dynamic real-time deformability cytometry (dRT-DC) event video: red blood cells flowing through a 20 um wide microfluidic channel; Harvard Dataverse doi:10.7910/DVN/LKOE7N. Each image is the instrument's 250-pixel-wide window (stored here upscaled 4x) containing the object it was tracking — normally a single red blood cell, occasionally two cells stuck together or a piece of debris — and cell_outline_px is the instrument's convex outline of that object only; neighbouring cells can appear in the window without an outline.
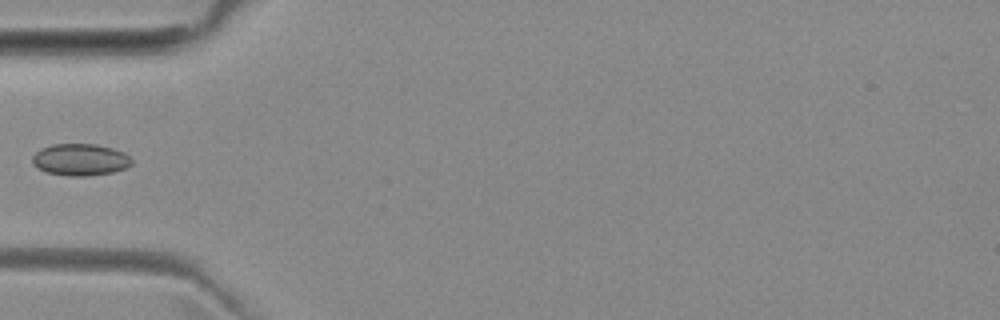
{"species": "common noctule bat (a hibernating species)", "species_latin": "Nyctalus noctula", "temperature_condition": "room temperature", "stored_images_in_passage": 5, "camera_frame_rate_fps": 3000, "um_per_image_px": 0.085, "animal": {"sex": "female", "body_mass_g": 29.2, "forearm_length_mm": 56.3}, "frame": {"image": 1, "passage_image": 3, "time_ms": 2.333, "image_size_px": [1000, 320], "cell_outline_px": [[132, 164], [124, 168], [112, 172], [84, 176], [68, 176], [48, 172], [32, 164], [32, 156], [40, 148], [52, 144], [96, 144], [112, 148], [124, 152], [132, 160]], "centroid_in_image_um": [6.81, 13.56], "position_along_channel_um": 78.2, "area_um2": 18.32}}
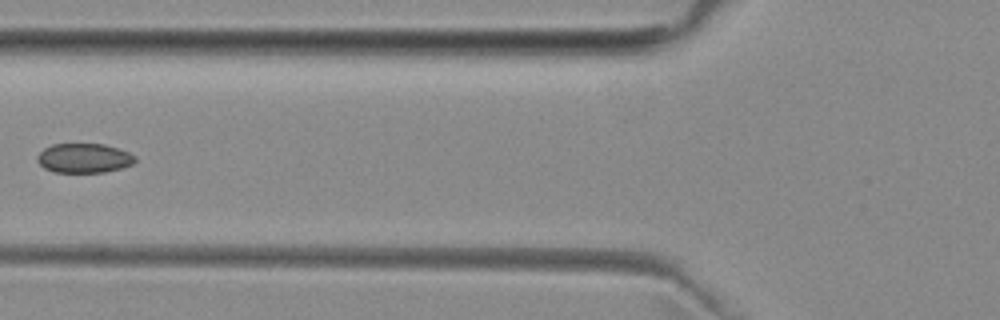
{"frame": {"image": 2, "passage_image": 4, "time_ms": 3.333, "image_size_px": [1000, 320], "cell_outline_px": [[136, 160], [132, 164], [120, 168], [104, 172], [52, 172], [44, 168], [36, 160], [36, 156], [44, 148], [52, 144], [104, 144], [128, 152], [136, 156]], "centroid_in_image_um": [7.11, 13.44], "position_along_channel_um": 118.7, "area_um2": 16.76}}
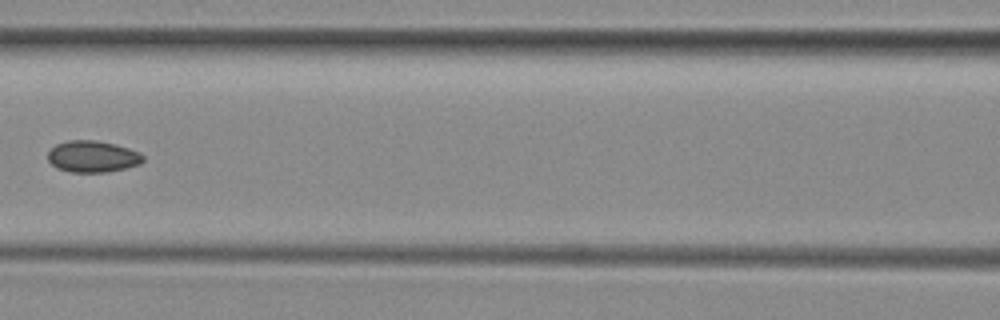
{"frame": {"image": 3, "passage_image": 5, "time_ms": 4.333, "image_size_px": [1000, 320], "cell_outline_px": [[144, 160], [140, 164], [124, 168], [104, 172], [72, 172], [56, 168], [48, 160], [48, 152], [56, 144], [68, 140], [96, 140], [116, 144], [140, 152], [144, 156]], "centroid_in_image_um": [7.87, 13.29], "position_along_channel_um": 158.7, "area_um2": 17.51}}